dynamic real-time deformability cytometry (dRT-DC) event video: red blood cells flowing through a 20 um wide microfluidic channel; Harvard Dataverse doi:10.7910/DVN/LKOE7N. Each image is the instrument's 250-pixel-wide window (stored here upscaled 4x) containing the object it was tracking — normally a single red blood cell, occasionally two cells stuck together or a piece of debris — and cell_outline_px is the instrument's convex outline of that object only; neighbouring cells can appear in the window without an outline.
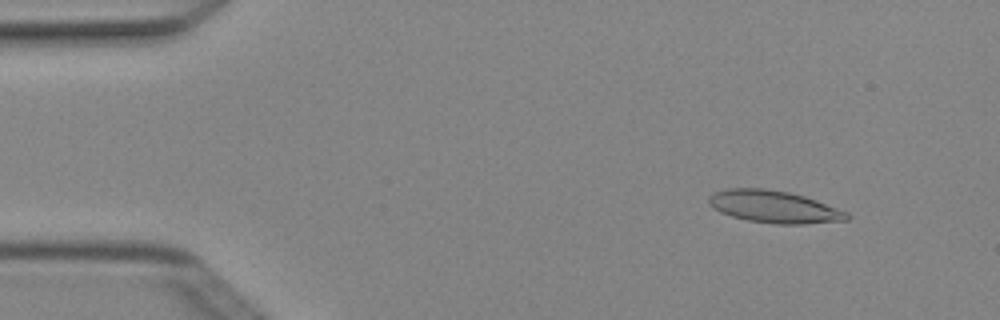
{"species": "Egyptian fruit bat (a non-hibernating species)", "species_latin": "Rousettus aegyptiacus", "temperature_condition": "cold", "stored_images_in_passage": 5, "camera_frame_rate_fps": 3000, "um_per_image_px": 0.085, "animal": {"sex": "female"}, "frame": {"image": 1, "passage_image": 2, "time_ms": 0.333, "image_size_px": [1000, 320], "cell_outline_px": [[852, 216], [848, 220], [804, 224], [776, 224], [748, 220], [732, 216], [720, 212], [708, 204], [708, 196], [716, 192], [728, 188], [764, 188], [788, 192], [804, 196], [816, 200], [848, 212]], "centroid_in_image_um": [65.81, 17.58], "position_along_channel_um": 19.2, "area_um2": 25.95}}